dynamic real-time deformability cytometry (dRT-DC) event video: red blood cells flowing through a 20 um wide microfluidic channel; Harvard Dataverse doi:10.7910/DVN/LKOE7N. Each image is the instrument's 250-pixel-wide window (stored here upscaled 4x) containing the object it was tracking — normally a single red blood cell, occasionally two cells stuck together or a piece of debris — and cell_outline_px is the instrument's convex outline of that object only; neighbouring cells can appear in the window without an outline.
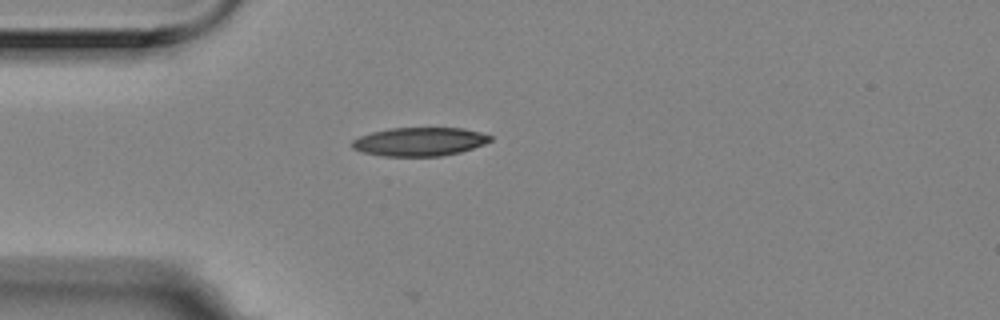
{"species": "Egyptian fruit bat (a non-hibernating species)", "species_latin": "Rousettus aegyptiacus", "temperature_condition": "room temperature", "stored_images_in_passage": 2, "camera_frame_rate_fps": 3000, "um_per_image_px": 0.085, "animal": {"sex": "female"}, "frame": {"image": 1, "passage_image": 1, "time_ms": 0.0, "image_size_px": [1000, 320], "cell_outline_px": [[492, 140], [484, 144], [460, 152], [440, 156], [384, 156], [360, 152], [352, 148], [352, 140], [360, 136], [372, 132], [388, 128], [464, 128], [480, 132], [492, 136]], "centroid_in_image_um": [35.65, 12.04], "position_along_channel_um": 49.4, "area_um2": 23.06}}